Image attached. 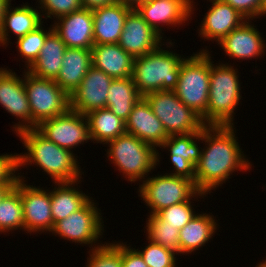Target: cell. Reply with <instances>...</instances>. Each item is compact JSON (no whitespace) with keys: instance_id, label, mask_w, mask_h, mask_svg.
<instances>
[{"instance_id":"obj_20","label":"cell","mask_w":266,"mask_h":267,"mask_svg":"<svg viewBox=\"0 0 266 267\" xmlns=\"http://www.w3.org/2000/svg\"><path fill=\"white\" fill-rule=\"evenodd\" d=\"M132 8L116 2L92 10L94 44L118 43L126 16Z\"/></svg>"},{"instance_id":"obj_15","label":"cell","mask_w":266,"mask_h":267,"mask_svg":"<svg viewBox=\"0 0 266 267\" xmlns=\"http://www.w3.org/2000/svg\"><path fill=\"white\" fill-rule=\"evenodd\" d=\"M162 37L153 30L136 9L126 16L118 45L134 58L143 56L158 46Z\"/></svg>"},{"instance_id":"obj_32","label":"cell","mask_w":266,"mask_h":267,"mask_svg":"<svg viewBox=\"0 0 266 267\" xmlns=\"http://www.w3.org/2000/svg\"><path fill=\"white\" fill-rule=\"evenodd\" d=\"M148 239L150 242L162 245L179 253V230L168 225V222L150 215L147 222Z\"/></svg>"},{"instance_id":"obj_2","label":"cell","mask_w":266,"mask_h":267,"mask_svg":"<svg viewBox=\"0 0 266 267\" xmlns=\"http://www.w3.org/2000/svg\"><path fill=\"white\" fill-rule=\"evenodd\" d=\"M18 136L28 151V154L17 155L18 168L28 162L27 165L36 163L55 183L78 182L81 178L80 167L73 152L47 140L36 129L21 131Z\"/></svg>"},{"instance_id":"obj_27","label":"cell","mask_w":266,"mask_h":267,"mask_svg":"<svg viewBox=\"0 0 266 267\" xmlns=\"http://www.w3.org/2000/svg\"><path fill=\"white\" fill-rule=\"evenodd\" d=\"M214 217L206 213L195 216L179 230V253L198 250L213 236L216 230Z\"/></svg>"},{"instance_id":"obj_21","label":"cell","mask_w":266,"mask_h":267,"mask_svg":"<svg viewBox=\"0 0 266 267\" xmlns=\"http://www.w3.org/2000/svg\"><path fill=\"white\" fill-rule=\"evenodd\" d=\"M212 7L200 26V35L207 40L220 41L232 30L239 28L247 19L223 0H210Z\"/></svg>"},{"instance_id":"obj_28","label":"cell","mask_w":266,"mask_h":267,"mask_svg":"<svg viewBox=\"0 0 266 267\" xmlns=\"http://www.w3.org/2000/svg\"><path fill=\"white\" fill-rule=\"evenodd\" d=\"M141 98L132 77L113 79L108 90L106 108L126 122L133 106Z\"/></svg>"},{"instance_id":"obj_26","label":"cell","mask_w":266,"mask_h":267,"mask_svg":"<svg viewBox=\"0 0 266 267\" xmlns=\"http://www.w3.org/2000/svg\"><path fill=\"white\" fill-rule=\"evenodd\" d=\"M10 5L11 3H9L5 9L3 22L0 27V43H3L2 45L8 44L7 40L9 38L7 36H9L8 32L10 30L12 33L16 34L18 39L34 31L43 23L41 21V13L33 7L26 4L22 7L12 9Z\"/></svg>"},{"instance_id":"obj_4","label":"cell","mask_w":266,"mask_h":267,"mask_svg":"<svg viewBox=\"0 0 266 267\" xmlns=\"http://www.w3.org/2000/svg\"><path fill=\"white\" fill-rule=\"evenodd\" d=\"M211 57L206 50L184 59L175 94L181 102L198 114L206 125V110L209 100Z\"/></svg>"},{"instance_id":"obj_39","label":"cell","mask_w":266,"mask_h":267,"mask_svg":"<svg viewBox=\"0 0 266 267\" xmlns=\"http://www.w3.org/2000/svg\"><path fill=\"white\" fill-rule=\"evenodd\" d=\"M242 14L248 21L255 16H260L261 0H223Z\"/></svg>"},{"instance_id":"obj_35","label":"cell","mask_w":266,"mask_h":267,"mask_svg":"<svg viewBox=\"0 0 266 267\" xmlns=\"http://www.w3.org/2000/svg\"><path fill=\"white\" fill-rule=\"evenodd\" d=\"M191 199L163 208L155 215L159 219L168 222V225L180 230L195 216L191 207Z\"/></svg>"},{"instance_id":"obj_40","label":"cell","mask_w":266,"mask_h":267,"mask_svg":"<svg viewBox=\"0 0 266 267\" xmlns=\"http://www.w3.org/2000/svg\"><path fill=\"white\" fill-rule=\"evenodd\" d=\"M122 267H148L138 252L122 243Z\"/></svg>"},{"instance_id":"obj_1","label":"cell","mask_w":266,"mask_h":267,"mask_svg":"<svg viewBox=\"0 0 266 267\" xmlns=\"http://www.w3.org/2000/svg\"><path fill=\"white\" fill-rule=\"evenodd\" d=\"M200 140L207 142V147L202 149L195 167V187L198 191L209 192L229 179L235 170L250 169V162L245 159L236 141L233 125H206L200 132Z\"/></svg>"},{"instance_id":"obj_12","label":"cell","mask_w":266,"mask_h":267,"mask_svg":"<svg viewBox=\"0 0 266 267\" xmlns=\"http://www.w3.org/2000/svg\"><path fill=\"white\" fill-rule=\"evenodd\" d=\"M19 192L23 206L24 229L28 232L53 229L51 194L24 183L20 175L14 186Z\"/></svg>"},{"instance_id":"obj_18","label":"cell","mask_w":266,"mask_h":267,"mask_svg":"<svg viewBox=\"0 0 266 267\" xmlns=\"http://www.w3.org/2000/svg\"><path fill=\"white\" fill-rule=\"evenodd\" d=\"M52 25L54 31L60 36L69 48L91 49L93 39V13L90 9L81 10L61 16Z\"/></svg>"},{"instance_id":"obj_33","label":"cell","mask_w":266,"mask_h":267,"mask_svg":"<svg viewBox=\"0 0 266 267\" xmlns=\"http://www.w3.org/2000/svg\"><path fill=\"white\" fill-rule=\"evenodd\" d=\"M51 29V30H50ZM47 32L43 30L42 24L37 27L34 31L29 32L24 37L17 39L18 50L27 61V68L29 69L31 65L37 60L40 50L45 43L47 35L52 31L53 27Z\"/></svg>"},{"instance_id":"obj_3","label":"cell","mask_w":266,"mask_h":267,"mask_svg":"<svg viewBox=\"0 0 266 267\" xmlns=\"http://www.w3.org/2000/svg\"><path fill=\"white\" fill-rule=\"evenodd\" d=\"M185 58L159 46L133 63L132 79L142 97L159 90L174 91Z\"/></svg>"},{"instance_id":"obj_42","label":"cell","mask_w":266,"mask_h":267,"mask_svg":"<svg viewBox=\"0 0 266 267\" xmlns=\"http://www.w3.org/2000/svg\"><path fill=\"white\" fill-rule=\"evenodd\" d=\"M116 1L132 9H136L140 4L146 2L147 0H116Z\"/></svg>"},{"instance_id":"obj_19","label":"cell","mask_w":266,"mask_h":267,"mask_svg":"<svg viewBox=\"0 0 266 267\" xmlns=\"http://www.w3.org/2000/svg\"><path fill=\"white\" fill-rule=\"evenodd\" d=\"M126 132L154 147H159L168 138L162 122L144 97L133 106L126 121Z\"/></svg>"},{"instance_id":"obj_22","label":"cell","mask_w":266,"mask_h":267,"mask_svg":"<svg viewBox=\"0 0 266 267\" xmlns=\"http://www.w3.org/2000/svg\"><path fill=\"white\" fill-rule=\"evenodd\" d=\"M134 59L118 43L94 44L91 48L92 66L113 79L132 77Z\"/></svg>"},{"instance_id":"obj_14","label":"cell","mask_w":266,"mask_h":267,"mask_svg":"<svg viewBox=\"0 0 266 267\" xmlns=\"http://www.w3.org/2000/svg\"><path fill=\"white\" fill-rule=\"evenodd\" d=\"M20 78L12 70L0 68V104L8 113L19 117L25 123L14 125L17 134L31 129L29 101L24 88V79Z\"/></svg>"},{"instance_id":"obj_5","label":"cell","mask_w":266,"mask_h":267,"mask_svg":"<svg viewBox=\"0 0 266 267\" xmlns=\"http://www.w3.org/2000/svg\"><path fill=\"white\" fill-rule=\"evenodd\" d=\"M240 90L237 71L232 66H214L211 62L206 125H233L234 110L241 99Z\"/></svg>"},{"instance_id":"obj_23","label":"cell","mask_w":266,"mask_h":267,"mask_svg":"<svg viewBox=\"0 0 266 267\" xmlns=\"http://www.w3.org/2000/svg\"><path fill=\"white\" fill-rule=\"evenodd\" d=\"M247 21L218 42L226 54L232 58L251 59L264 53L266 44L257 28L255 29L254 25H250Z\"/></svg>"},{"instance_id":"obj_46","label":"cell","mask_w":266,"mask_h":267,"mask_svg":"<svg viewBox=\"0 0 266 267\" xmlns=\"http://www.w3.org/2000/svg\"><path fill=\"white\" fill-rule=\"evenodd\" d=\"M257 267H266V261L265 262H261L260 264H258V266Z\"/></svg>"},{"instance_id":"obj_25","label":"cell","mask_w":266,"mask_h":267,"mask_svg":"<svg viewBox=\"0 0 266 267\" xmlns=\"http://www.w3.org/2000/svg\"><path fill=\"white\" fill-rule=\"evenodd\" d=\"M66 48L60 36L52 29L28 72L39 78L55 80L60 73Z\"/></svg>"},{"instance_id":"obj_36","label":"cell","mask_w":266,"mask_h":267,"mask_svg":"<svg viewBox=\"0 0 266 267\" xmlns=\"http://www.w3.org/2000/svg\"><path fill=\"white\" fill-rule=\"evenodd\" d=\"M148 267H176L175 251L149 241L144 250L138 251Z\"/></svg>"},{"instance_id":"obj_24","label":"cell","mask_w":266,"mask_h":267,"mask_svg":"<svg viewBox=\"0 0 266 267\" xmlns=\"http://www.w3.org/2000/svg\"><path fill=\"white\" fill-rule=\"evenodd\" d=\"M91 66V49L67 47L55 82L70 96L81 84Z\"/></svg>"},{"instance_id":"obj_17","label":"cell","mask_w":266,"mask_h":267,"mask_svg":"<svg viewBox=\"0 0 266 267\" xmlns=\"http://www.w3.org/2000/svg\"><path fill=\"white\" fill-rule=\"evenodd\" d=\"M197 140H200V133L170 135L159 146L169 147L170 160L176 169L175 173L169 175L188 178L195 184V167L202 153L196 144Z\"/></svg>"},{"instance_id":"obj_41","label":"cell","mask_w":266,"mask_h":267,"mask_svg":"<svg viewBox=\"0 0 266 267\" xmlns=\"http://www.w3.org/2000/svg\"><path fill=\"white\" fill-rule=\"evenodd\" d=\"M81 5L85 9H96L99 7L109 6L116 3V0H80Z\"/></svg>"},{"instance_id":"obj_16","label":"cell","mask_w":266,"mask_h":267,"mask_svg":"<svg viewBox=\"0 0 266 267\" xmlns=\"http://www.w3.org/2000/svg\"><path fill=\"white\" fill-rule=\"evenodd\" d=\"M191 0H147L136 10L160 36V23L166 25H181L192 14L194 4Z\"/></svg>"},{"instance_id":"obj_31","label":"cell","mask_w":266,"mask_h":267,"mask_svg":"<svg viewBox=\"0 0 266 267\" xmlns=\"http://www.w3.org/2000/svg\"><path fill=\"white\" fill-rule=\"evenodd\" d=\"M24 229L23 206L20 192L13 187L0 200V232Z\"/></svg>"},{"instance_id":"obj_43","label":"cell","mask_w":266,"mask_h":267,"mask_svg":"<svg viewBox=\"0 0 266 267\" xmlns=\"http://www.w3.org/2000/svg\"><path fill=\"white\" fill-rule=\"evenodd\" d=\"M10 3L9 0H0V27L3 22L4 12L8 4Z\"/></svg>"},{"instance_id":"obj_29","label":"cell","mask_w":266,"mask_h":267,"mask_svg":"<svg viewBox=\"0 0 266 267\" xmlns=\"http://www.w3.org/2000/svg\"><path fill=\"white\" fill-rule=\"evenodd\" d=\"M90 140L106 144L126 132V122L108 108L96 109L86 114Z\"/></svg>"},{"instance_id":"obj_13","label":"cell","mask_w":266,"mask_h":267,"mask_svg":"<svg viewBox=\"0 0 266 267\" xmlns=\"http://www.w3.org/2000/svg\"><path fill=\"white\" fill-rule=\"evenodd\" d=\"M113 78L91 66L81 84L70 95V109L83 115L106 108L108 90Z\"/></svg>"},{"instance_id":"obj_8","label":"cell","mask_w":266,"mask_h":267,"mask_svg":"<svg viewBox=\"0 0 266 267\" xmlns=\"http://www.w3.org/2000/svg\"><path fill=\"white\" fill-rule=\"evenodd\" d=\"M168 136L200 133L206 126L201 117L185 106L174 91L159 90L144 96Z\"/></svg>"},{"instance_id":"obj_37","label":"cell","mask_w":266,"mask_h":267,"mask_svg":"<svg viewBox=\"0 0 266 267\" xmlns=\"http://www.w3.org/2000/svg\"><path fill=\"white\" fill-rule=\"evenodd\" d=\"M47 18H55L81 10L83 7L80 0H39Z\"/></svg>"},{"instance_id":"obj_38","label":"cell","mask_w":266,"mask_h":267,"mask_svg":"<svg viewBox=\"0 0 266 267\" xmlns=\"http://www.w3.org/2000/svg\"><path fill=\"white\" fill-rule=\"evenodd\" d=\"M17 170V154L0 155V185H15L19 178L14 174Z\"/></svg>"},{"instance_id":"obj_11","label":"cell","mask_w":266,"mask_h":267,"mask_svg":"<svg viewBox=\"0 0 266 267\" xmlns=\"http://www.w3.org/2000/svg\"><path fill=\"white\" fill-rule=\"evenodd\" d=\"M92 201L90 199L82 208L58 221L51 232L75 243L91 244V246L93 242L96 243L98 237L102 235L103 226L99 209Z\"/></svg>"},{"instance_id":"obj_7","label":"cell","mask_w":266,"mask_h":267,"mask_svg":"<svg viewBox=\"0 0 266 267\" xmlns=\"http://www.w3.org/2000/svg\"><path fill=\"white\" fill-rule=\"evenodd\" d=\"M24 88L31 111V129L43 121L70 109V96L53 79L39 78L28 71L23 74Z\"/></svg>"},{"instance_id":"obj_45","label":"cell","mask_w":266,"mask_h":267,"mask_svg":"<svg viewBox=\"0 0 266 267\" xmlns=\"http://www.w3.org/2000/svg\"><path fill=\"white\" fill-rule=\"evenodd\" d=\"M266 14V0H261L260 4V16Z\"/></svg>"},{"instance_id":"obj_30","label":"cell","mask_w":266,"mask_h":267,"mask_svg":"<svg viewBox=\"0 0 266 267\" xmlns=\"http://www.w3.org/2000/svg\"><path fill=\"white\" fill-rule=\"evenodd\" d=\"M75 183H55L58 185V188L55 187L52 192L50 191L53 227L58 221L65 219L72 212L79 210L90 200L85 193L71 186Z\"/></svg>"},{"instance_id":"obj_9","label":"cell","mask_w":266,"mask_h":267,"mask_svg":"<svg viewBox=\"0 0 266 267\" xmlns=\"http://www.w3.org/2000/svg\"><path fill=\"white\" fill-rule=\"evenodd\" d=\"M139 188L141 197L152 209L150 215H155L171 205L188 201L191 197L208 194L198 191L192 180L169 174L148 178Z\"/></svg>"},{"instance_id":"obj_10","label":"cell","mask_w":266,"mask_h":267,"mask_svg":"<svg viewBox=\"0 0 266 267\" xmlns=\"http://www.w3.org/2000/svg\"><path fill=\"white\" fill-rule=\"evenodd\" d=\"M36 130L47 140L69 151L82 142L90 140L87 116L71 109L62 115L41 122Z\"/></svg>"},{"instance_id":"obj_34","label":"cell","mask_w":266,"mask_h":267,"mask_svg":"<svg viewBox=\"0 0 266 267\" xmlns=\"http://www.w3.org/2000/svg\"><path fill=\"white\" fill-rule=\"evenodd\" d=\"M90 250L93 251L86 267H122V244L120 242L100 244Z\"/></svg>"},{"instance_id":"obj_6","label":"cell","mask_w":266,"mask_h":267,"mask_svg":"<svg viewBox=\"0 0 266 267\" xmlns=\"http://www.w3.org/2000/svg\"><path fill=\"white\" fill-rule=\"evenodd\" d=\"M106 144L108 157L130 182L143 179L159 162L157 149L134 135L125 133Z\"/></svg>"},{"instance_id":"obj_44","label":"cell","mask_w":266,"mask_h":267,"mask_svg":"<svg viewBox=\"0 0 266 267\" xmlns=\"http://www.w3.org/2000/svg\"><path fill=\"white\" fill-rule=\"evenodd\" d=\"M15 185H0V200L14 187Z\"/></svg>"}]
</instances>
